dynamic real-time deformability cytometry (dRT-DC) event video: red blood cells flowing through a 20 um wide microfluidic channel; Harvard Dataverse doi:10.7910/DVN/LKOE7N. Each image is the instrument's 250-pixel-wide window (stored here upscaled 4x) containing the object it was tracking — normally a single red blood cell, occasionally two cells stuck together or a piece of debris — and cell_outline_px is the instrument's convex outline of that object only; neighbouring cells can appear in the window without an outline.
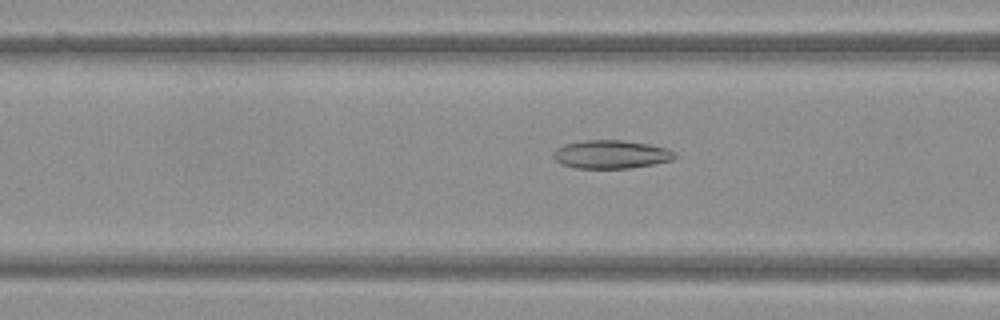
{"species": "Egyptian fruit bat (a non-hibernating species)", "species_latin": "Rousettus aegyptiacus", "temperature_condition": "warm", "stored_images_in_passage": 50, "camera_frame_rate_fps": 3000, "um_per_image_px": 0.085, "frame": {"image": 1, "passage_image": 20, "time_ms": 6.333, "image_size_px": [1000, 320], "cell_outline_px": [[676, 156], [672, 160], [652, 164], [628, 168], [576, 168], [560, 164], [552, 156], [552, 152], [556, 148], [564, 144], [580, 140], [620, 140], [648, 144], [664, 148], [676, 152]], "centroid_in_image_um": [51.88, 13.11], "position_along_channel_um": 114.7, "area_um2": 20.06}}
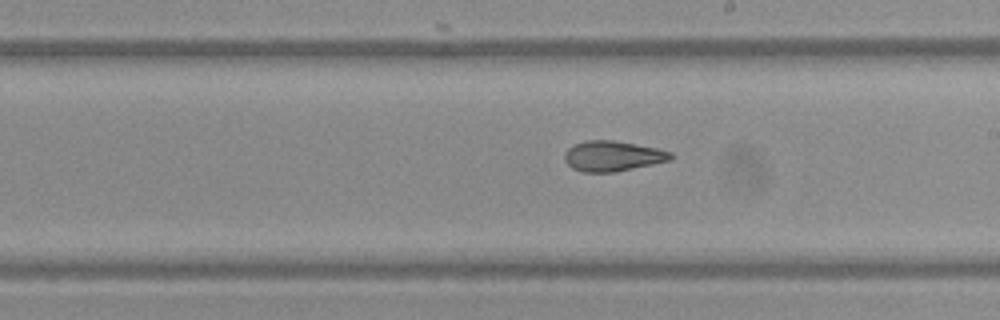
{"frame": {"image": 2, "passage_image": 29, "time_ms": 9.333, "image_size_px": [1000, 320], "cell_outline_px": [[672, 160], [616, 172], [584, 172], [572, 168], [564, 160], [564, 152], [568, 148], [584, 140], [612, 140], [636, 144], [656, 148], [672, 152]], "centroid_in_image_um": [52.07, 13.27], "position_along_channel_um": 236.9, "area_um2": 18.79}}
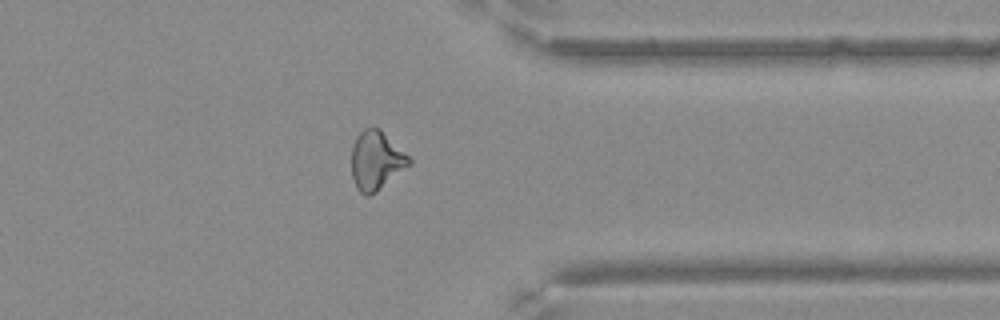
{"frame": {"image": 3, "passage_image": 40, "time_ms": 13.0, "image_size_px": [1000, 320], "cell_outline_px": [[412, 164], [376, 192], [368, 196], [364, 196], [356, 188], [352, 180], [352, 148], [356, 136], [364, 128], [380, 128], [412, 160]], "centroid_in_image_um": [31.97, 13.66], "position_along_channel_um": 379.4, "area_um2": 19.77}}